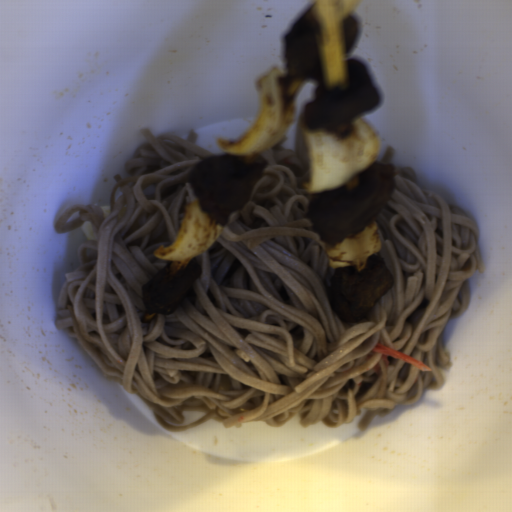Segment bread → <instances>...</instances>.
Listing matches in <instances>:
<instances>
[{
	"label": "bread",
	"mask_w": 512,
	"mask_h": 512,
	"mask_svg": "<svg viewBox=\"0 0 512 512\" xmlns=\"http://www.w3.org/2000/svg\"><path fill=\"white\" fill-rule=\"evenodd\" d=\"M100 209H101V211L103 213L104 218H106L109 215H111V207H110V205L102 206Z\"/></svg>",
	"instance_id": "cb027b5d"
},
{
	"label": "bread",
	"mask_w": 512,
	"mask_h": 512,
	"mask_svg": "<svg viewBox=\"0 0 512 512\" xmlns=\"http://www.w3.org/2000/svg\"><path fill=\"white\" fill-rule=\"evenodd\" d=\"M81 228H82V231L85 235V237L87 238V240H95L97 239V234L91 224L90 221H86L85 223H83L81 225Z\"/></svg>",
	"instance_id": "8d2b1439"
}]
</instances>
